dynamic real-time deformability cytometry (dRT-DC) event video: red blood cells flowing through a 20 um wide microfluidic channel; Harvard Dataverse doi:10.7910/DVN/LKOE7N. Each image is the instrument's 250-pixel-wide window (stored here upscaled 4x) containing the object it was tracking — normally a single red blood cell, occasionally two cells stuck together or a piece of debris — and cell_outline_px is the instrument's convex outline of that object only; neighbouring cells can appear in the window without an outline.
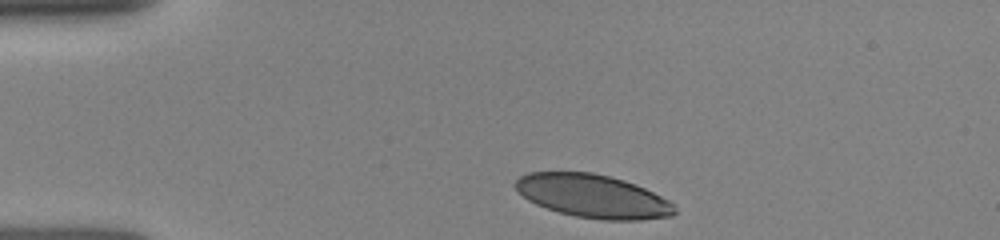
{"species": "human", "species_latin": "Homo sapiens", "temperature_condition": "room temperature", "stored_images_in_passage": 10, "camera_frame_rate_fps": 3000, "um_per_image_px": 0.085, "donor": {"sex": "female"}, "frame": {"image": 1, "passage_image": 1, "time_ms": 0.0, "image_size_px": [1000, 240], "cell_outline_px": [[676, 212], [672, 216], [640, 220], [604, 220], [576, 216], [560, 212], [536, 204], [528, 200], [512, 184], [520, 176], [528, 172], [592, 172], [624, 180], [636, 184], [668, 200], [676, 208]], "centroid_in_image_um": [50.39, 16.67], "position_along_channel_um": 34.6, "area_um2": 39.94}}
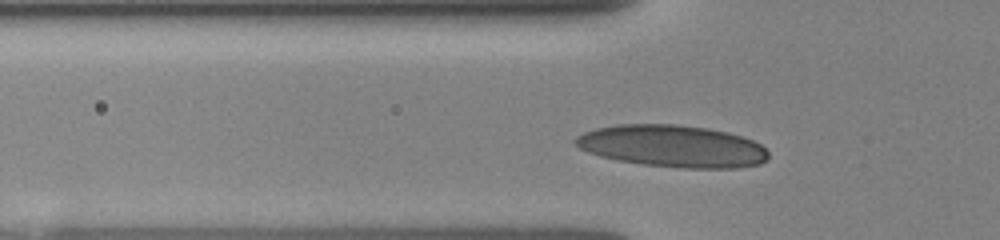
{"frame": {"image": 2, "passage_image": 7, "time_ms": 2.0, "image_size_px": [1000, 240], "cell_outline_px": [[768, 160], [760, 164], [736, 168], [680, 168], [644, 164], [620, 160], [600, 156], [588, 152], [580, 148], [572, 140], [576, 136], [584, 132], [596, 128], [616, 124], [676, 124], [708, 128], [728, 132], [752, 140], [760, 144], [768, 152]], "centroid_in_image_um": [57.16, 12.42], "position_along_channel_um": 68.6, "area_um2": 47.34}}
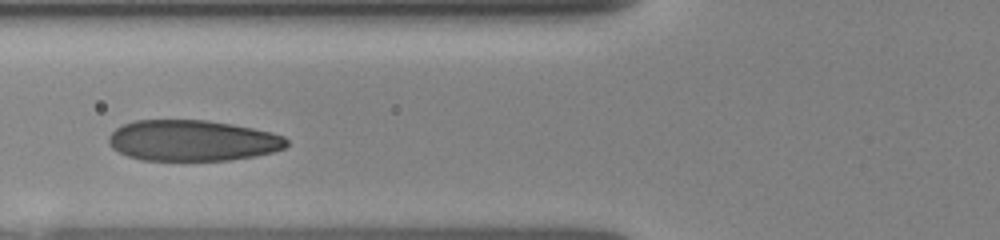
{"frame": {"image": 3, "passage_image": 9, "time_ms": 3.0, "image_size_px": [1000, 240], "cell_outline_px": [[288, 144], [284, 148], [272, 152], [252, 156], [228, 160], [140, 160], [128, 156], [112, 148], [108, 144], [108, 136], [116, 128], [124, 124], [136, 120], [208, 120], [232, 124], [272, 132], [284, 136], [288, 140]], "centroid_in_image_um": [16.34, 11.94], "position_along_channel_um": 109.5, "area_um2": 42.43}}